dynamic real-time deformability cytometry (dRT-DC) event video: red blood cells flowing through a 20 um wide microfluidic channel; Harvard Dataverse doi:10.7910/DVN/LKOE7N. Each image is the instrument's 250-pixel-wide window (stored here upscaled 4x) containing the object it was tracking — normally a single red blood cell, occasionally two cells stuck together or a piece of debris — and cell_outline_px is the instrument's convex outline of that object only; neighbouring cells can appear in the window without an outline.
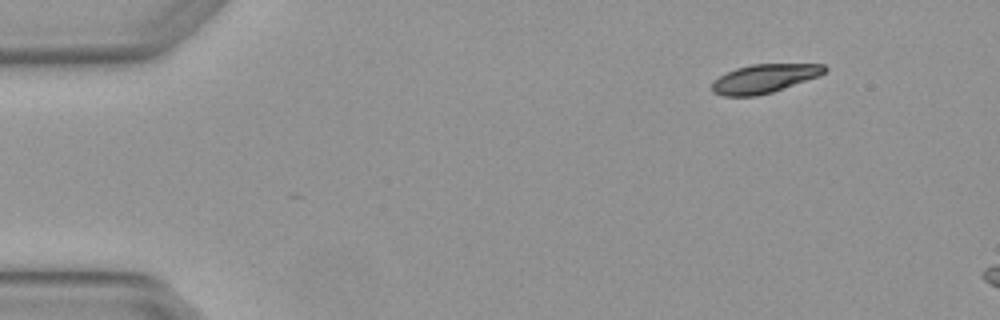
{"species": "Egyptian fruit bat (a non-hibernating species)", "species_latin": "Rousettus aegyptiacus", "temperature_condition": "warm", "stored_images_in_passage": 3, "camera_frame_rate_fps": 3000, "um_per_image_px": 0.085, "animal": {"sex": "female"}, "frame": {"image": 1, "passage_image": 1, "time_ms": 0.0, "image_size_px": [1000, 320], "cell_outline_px": [[828, 68], [820, 76], [772, 92], [756, 96], [724, 96], [712, 92], [712, 80], [736, 68], [752, 64], [824, 64]], "centroid_in_image_um": [64.96, 6.68], "position_along_channel_um": 20.0, "area_um2": 18.84}}